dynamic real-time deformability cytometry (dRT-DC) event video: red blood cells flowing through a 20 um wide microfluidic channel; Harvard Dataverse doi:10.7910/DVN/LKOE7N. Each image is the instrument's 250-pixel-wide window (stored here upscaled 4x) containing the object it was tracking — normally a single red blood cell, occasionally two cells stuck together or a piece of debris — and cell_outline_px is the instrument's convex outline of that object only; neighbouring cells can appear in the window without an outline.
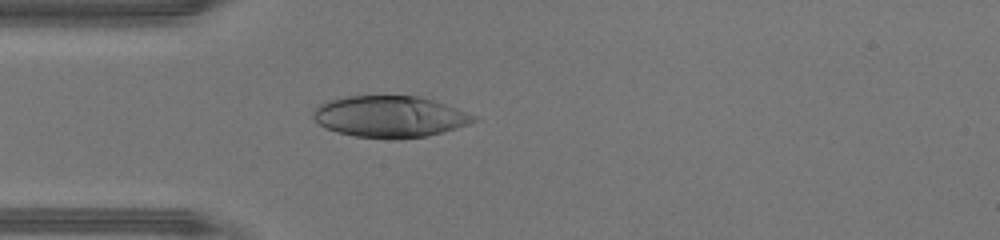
{"species": "human", "species_latin": "Homo sapiens", "temperature_condition": "warm", "stored_images_in_passage": 34, "camera_frame_rate_fps": 3000, "um_per_image_px": 0.085, "donor": {"sex": "male"}, "frame": {"image": 1, "passage_image": 1, "time_ms": 0.0, "image_size_px": [1000, 240], "cell_outline_px": [[480, 120], [468, 124], [428, 136], [396, 140], [356, 136], [336, 132], [320, 124], [312, 116], [312, 112], [320, 104], [328, 100], [348, 96], [416, 96], [432, 100], [444, 104], [476, 116]], "centroid_in_image_um": [33.12, 9.92], "position_along_channel_um": 51.9, "area_um2": 38.55}}
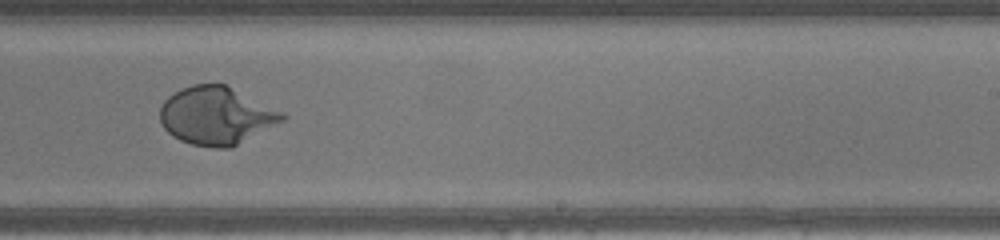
{"frame": {"image": 2, "passage_image": 16, "time_ms": 5.0, "image_size_px": [1000, 240], "cell_outline_px": [[288, 116], [284, 120], [232, 148], [216, 148], [192, 144], [180, 140], [172, 136], [164, 128], [160, 120], [160, 108], [164, 100], [168, 96], [192, 84], [224, 84], [284, 112]], "centroid_in_image_um": [18.39, 9.85], "position_along_channel_um": 270.6, "area_um2": 41.04}}
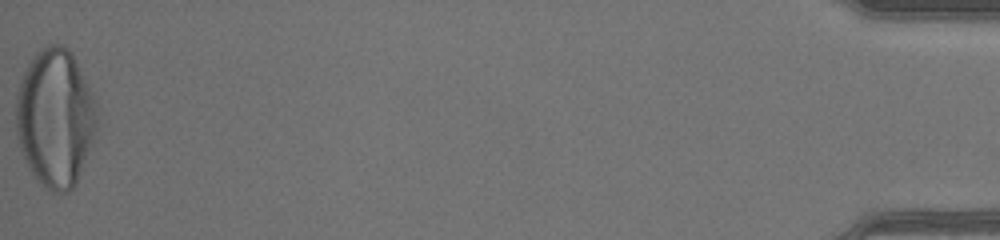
{"frame": {"image": 3, "passage_image": 34, "time_ms": 11.0, "image_size_px": [1000, 240], "cell_outline_px": [[100, 112], [92, 144], [76, 184], [68, 192], [52, 192], [44, 188], [28, 168], [24, 160], [20, 148], [16, 128], [16, 96], [24, 72], [28, 64], [36, 52], [40, 48], [48, 44], [64, 44], [68, 48], [92, 92], [96, 100]], "centroid_in_image_um": [4.71, 10.03], "position_along_channel_um": 430.5, "area_um2": 65.49}}